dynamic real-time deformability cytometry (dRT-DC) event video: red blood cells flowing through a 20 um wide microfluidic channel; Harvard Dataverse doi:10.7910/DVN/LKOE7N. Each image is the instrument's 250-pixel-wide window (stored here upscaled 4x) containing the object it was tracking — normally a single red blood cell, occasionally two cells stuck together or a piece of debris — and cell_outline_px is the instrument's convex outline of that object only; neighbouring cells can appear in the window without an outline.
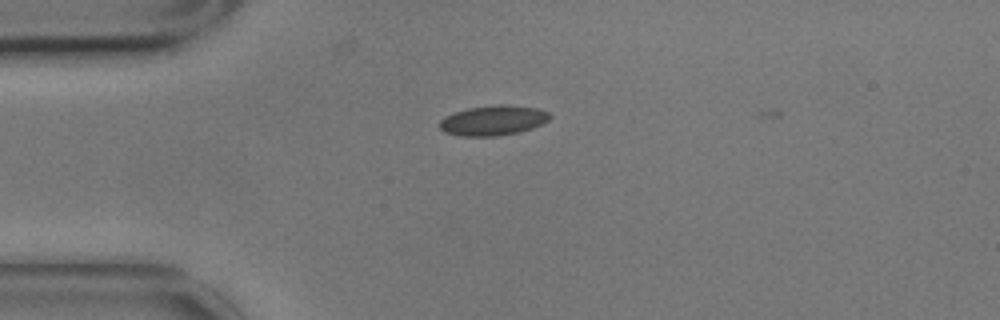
{"species": "common noctule bat (a hibernating species)", "species_latin": "Nyctalus noctula", "temperature_condition": "cold", "stored_images_in_passage": 2, "camera_frame_rate_fps": 3000, "um_per_image_px": 0.085, "animal": {"sex": "male", "body_mass_g": 17.9}, "frame": {"image": 1, "passage_image": 1, "time_ms": 0.0, "image_size_px": [1000, 320], "cell_outline_px": [[552, 116], [548, 120], [532, 128], [520, 132], [496, 136], [460, 136], [444, 132], [440, 128], [440, 120], [444, 116], [468, 108], [496, 104], [500, 104], [536, 108], [548, 112]], "centroid_in_image_um": [41.9, 10.24], "position_along_channel_um": 43.1, "area_um2": 19.19}}